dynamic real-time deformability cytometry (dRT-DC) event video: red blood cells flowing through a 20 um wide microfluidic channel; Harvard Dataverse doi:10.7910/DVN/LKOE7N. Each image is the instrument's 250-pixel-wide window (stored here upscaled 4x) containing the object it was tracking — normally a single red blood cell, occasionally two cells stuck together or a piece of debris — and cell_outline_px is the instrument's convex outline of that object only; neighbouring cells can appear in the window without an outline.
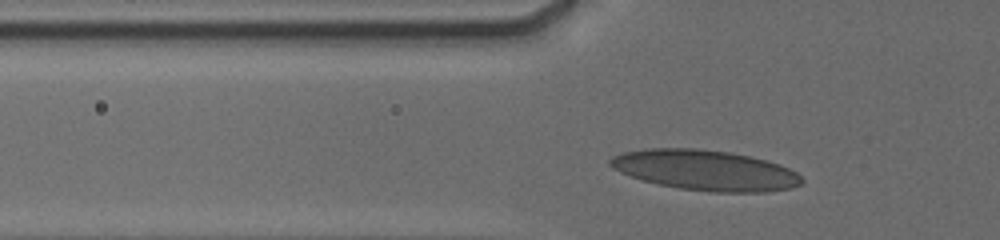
{"species": "human", "species_latin": "Homo sapiens", "temperature_condition": "cold", "stored_images_in_passage": 41, "camera_frame_rate_fps": 3000, "um_per_image_px": 0.085, "donor": {"sex": "male"}, "frame": {"image": 1, "passage_image": 6, "time_ms": 1.667, "image_size_px": [1000, 240], "cell_outline_px": [[804, 180], [800, 184], [792, 188], [768, 192], [716, 192], [680, 188], [660, 184], [644, 180], [620, 172], [612, 168], [608, 164], [608, 160], [612, 156], [624, 152], [652, 148], [696, 148], [728, 152], [748, 156], [780, 164], [796, 172]], "centroid_in_image_um": [59.96, 14.47], "position_along_channel_um": 65.8, "area_um2": 44.74}}
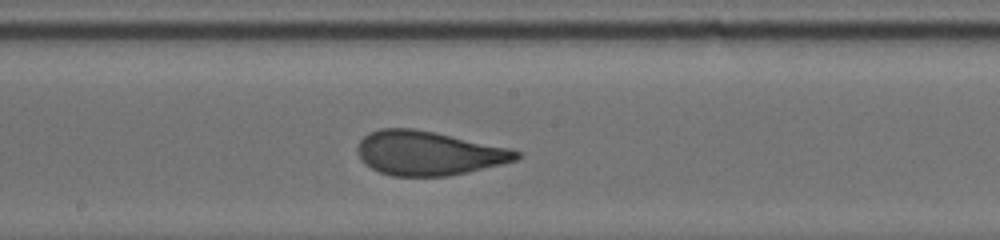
{"frame": {"image": 2, "passage_image": 26, "time_ms": 5.667, "image_size_px": [1000, 240], "cell_outline_px": [[520, 156], [516, 160], [468, 172], [448, 176], [392, 176], [380, 172], [364, 164], [356, 148], [356, 144], [368, 132], [380, 128], [412, 128], [436, 132], [512, 148], [520, 152]], "centroid_in_image_um": [36.4, 13.01], "position_along_channel_um": 211.8, "area_um2": 41.1}}
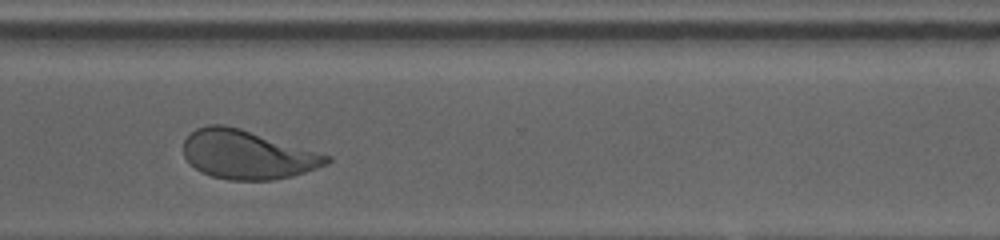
{"frame": {"image": 3, "passage_image": 40, "time_ms": 9.333, "image_size_px": [1000, 240], "cell_outline_px": [[332, 160], [328, 164], [292, 176], [272, 180], [228, 180], [212, 176], [200, 172], [184, 156], [184, 140], [196, 128], [208, 124], [224, 124], [240, 128], [332, 156]], "centroid_in_image_um": [21.03, 13.14], "position_along_channel_um": 349.6, "area_um2": 40.63}}